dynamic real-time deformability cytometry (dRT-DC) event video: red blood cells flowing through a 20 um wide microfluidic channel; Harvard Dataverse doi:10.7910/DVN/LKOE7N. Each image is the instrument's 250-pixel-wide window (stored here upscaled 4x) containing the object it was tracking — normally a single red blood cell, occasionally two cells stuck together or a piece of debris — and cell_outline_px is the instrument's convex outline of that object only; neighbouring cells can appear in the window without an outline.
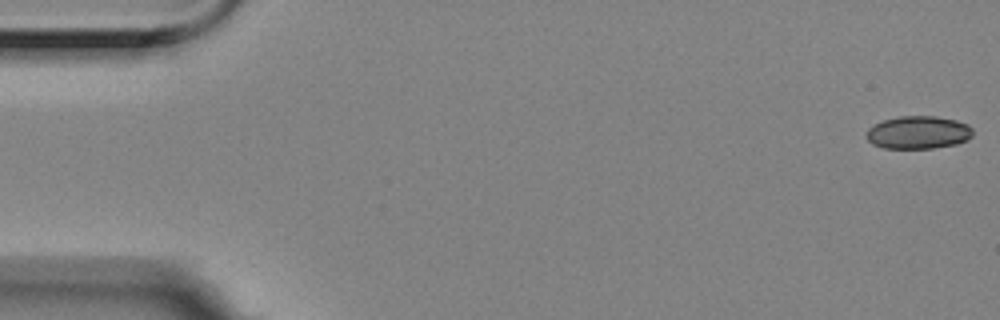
{"species": "Egyptian fruit bat (a non-hibernating species)", "species_latin": "Rousettus aegyptiacus", "temperature_condition": "room temperature", "stored_images_in_passage": 12, "camera_frame_rate_fps": 3000, "um_per_image_px": 0.085, "animal": {"sex": "female"}, "frame": {"image": 1, "passage_image": 1, "time_ms": 0.0, "image_size_px": [1000, 320], "cell_outline_px": [[972, 136], [968, 140], [956, 144], [932, 148], [884, 148], [872, 144], [864, 136], [868, 128], [884, 120], [900, 116], [936, 116], [956, 120], [968, 124], [972, 128]], "centroid_in_image_um": [78.05, 11.26], "position_along_channel_um": 6.9, "area_um2": 20.46}}